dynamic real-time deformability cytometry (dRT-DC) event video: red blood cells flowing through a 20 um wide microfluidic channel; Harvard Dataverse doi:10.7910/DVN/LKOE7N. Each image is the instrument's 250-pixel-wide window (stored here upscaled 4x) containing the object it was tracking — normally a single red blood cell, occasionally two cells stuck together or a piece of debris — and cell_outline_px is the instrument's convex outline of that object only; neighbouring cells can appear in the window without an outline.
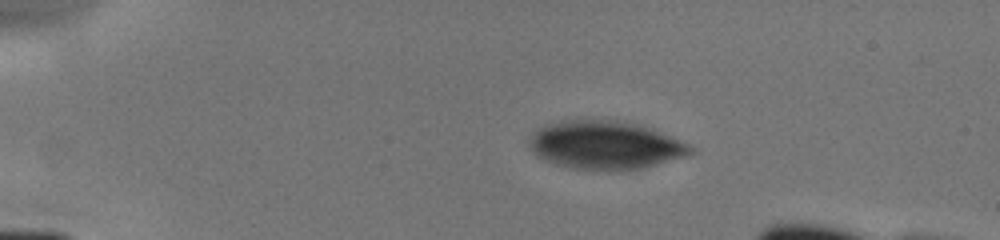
{"species": "human", "species_latin": "Homo sapiens", "temperature_condition": "cold", "stored_images_in_passage": 2, "camera_frame_rate_fps": 3000, "um_per_image_px": 0.085, "donor": {"sex": "male"}, "frame": {"image": 1, "passage_image": 1, "time_ms": 0.0, "image_size_px": [1000, 240], "cell_outline_px": [[692, 152], [688, 156], [644, 168], [608, 172], [568, 168], [544, 160], [536, 156], [532, 152], [528, 144], [528, 140], [544, 124], [560, 120], [580, 116], [616, 120], [640, 124], [688, 144], [692, 148]], "centroid_in_image_um": [51.38, 12.32], "position_along_channel_um": 33.6, "area_um2": 46.64}}